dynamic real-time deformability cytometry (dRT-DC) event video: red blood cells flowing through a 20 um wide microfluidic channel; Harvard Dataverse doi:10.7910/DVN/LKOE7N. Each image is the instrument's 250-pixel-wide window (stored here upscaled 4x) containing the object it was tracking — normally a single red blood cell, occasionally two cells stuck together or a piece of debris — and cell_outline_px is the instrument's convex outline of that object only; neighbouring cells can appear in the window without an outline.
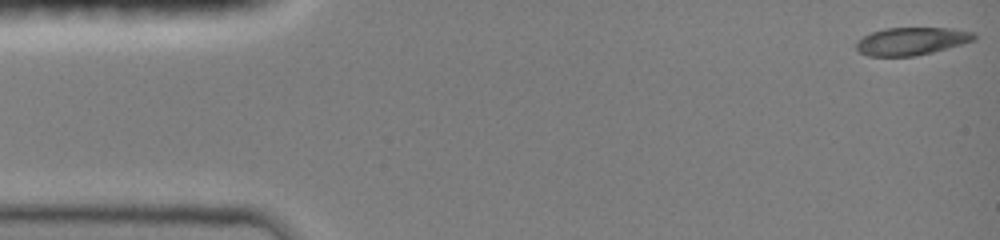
{"species": "common noctule bat (a hibernating species)", "species_latin": "Nyctalus noctula", "temperature_condition": "room temperature", "stored_images_in_passage": 45, "camera_frame_rate_fps": 3000, "um_per_image_px": 0.085, "animal": {"sex": "female", "body_mass_g": 19.0, "forearm_length_mm": 51.5}, "frame": {"image": 1, "passage_image": 1, "time_ms": 0.0, "image_size_px": [1000, 240], "cell_outline_px": [[976, 40], [932, 52], [912, 56], [868, 56], [860, 52], [856, 48], [856, 44], [864, 36], [872, 32], [884, 28], [948, 28], [972, 32], [976, 36]], "centroid_in_image_um": [77.48, 3.5], "position_along_channel_um": 7.5, "area_um2": 18.79}}
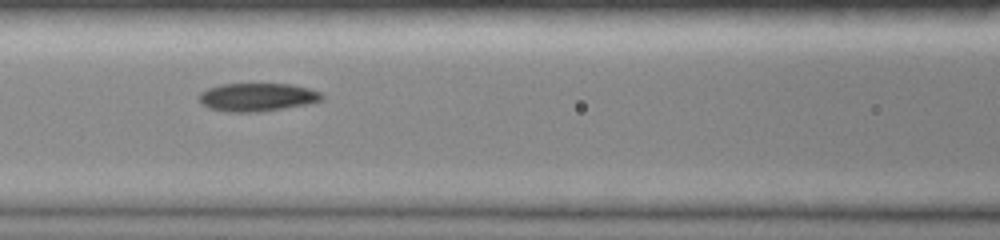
{"frame": {"image": 2, "passage_image": 20, "time_ms": 6.333, "image_size_px": [1000, 240], "cell_outline_px": [[324, 100], [308, 104], [260, 112], [228, 112], [208, 108], [200, 104], [196, 96], [200, 92], [208, 88], [224, 84], [292, 84], [308, 88], [320, 92], [324, 96]], "centroid_in_image_um": [21.84, 8.26], "position_along_channel_um": 144.8, "area_um2": 20.46}}
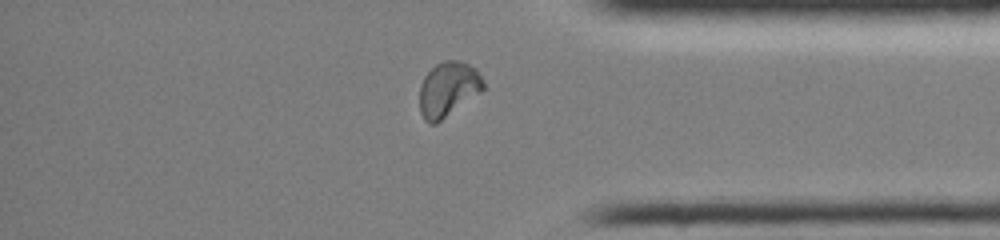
{"frame": {"image": 3, "passage_image": 39, "time_ms": 12.667, "image_size_px": [1000, 240], "cell_outline_px": [[484, 88], [480, 92], [436, 124], [428, 124], [424, 120], [420, 112], [420, 84], [424, 76], [436, 64], [444, 60], [460, 60], [476, 68], [484, 80]], "centroid_in_image_um": [38.08, 7.57], "position_along_channel_um": 397.1, "area_um2": 20.4}, "authors_computed_cell_mechanics": {"area_um2": 20.1144, "velocity_mm_per_s": 4.0539, "shape_relaxation_time_tau1_ms": 4.7781, "shape_relaxation_time_tau2_ms": 2.2433, "deformation_change_tau1": 0.1962, "deformation_change_tau2": 0.0586}}